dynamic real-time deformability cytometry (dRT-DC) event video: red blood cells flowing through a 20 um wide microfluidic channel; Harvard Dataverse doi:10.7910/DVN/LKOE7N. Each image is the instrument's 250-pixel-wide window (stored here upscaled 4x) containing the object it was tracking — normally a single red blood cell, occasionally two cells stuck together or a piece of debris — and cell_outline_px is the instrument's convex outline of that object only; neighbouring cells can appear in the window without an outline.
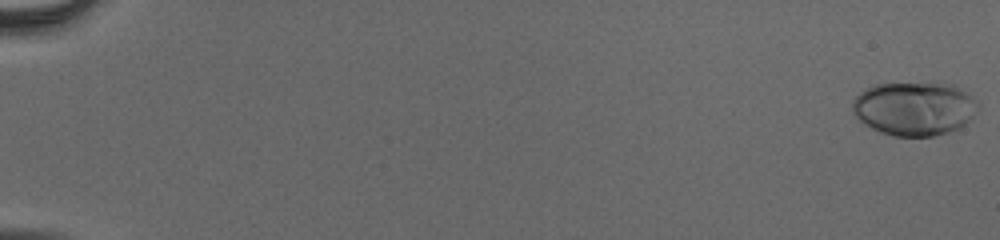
{"species": "human", "species_latin": "Homo sapiens", "temperature_condition": "cold", "stored_images_in_passage": 56, "camera_frame_rate_fps": 3000, "um_per_image_px": 0.085, "donor": {"sex": "male"}, "frame": {"image": 1, "passage_image": 1, "time_ms": 0.0, "image_size_px": [1000, 240], "cell_outline_px": [[980, 108], [960, 128], [936, 136], [892, 136], [880, 132], [864, 124], [852, 112], [852, 100], [860, 92], [872, 84], [952, 84], [972, 96], [980, 104]], "centroid_in_image_um": [77.71, 9.24], "position_along_channel_um": 7.3, "area_um2": 39.3}}
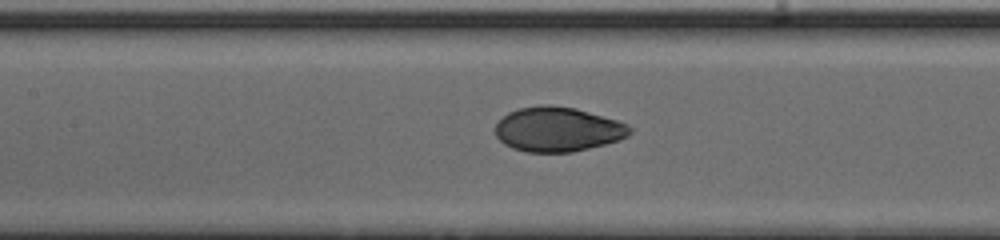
{"frame": {"image": 2, "passage_image": 29, "time_ms": 9.333, "image_size_px": [1000, 240], "cell_outline_px": [[632, 132], [628, 136], [620, 140], [572, 152], [528, 152], [512, 148], [504, 144], [496, 136], [496, 124], [508, 112], [520, 108], [540, 104], [552, 104], [576, 108], [616, 120], [628, 124], [632, 128]], "centroid_in_image_um": [47.42, 10.98], "position_along_channel_um": 160.0, "area_um2": 35.03}}
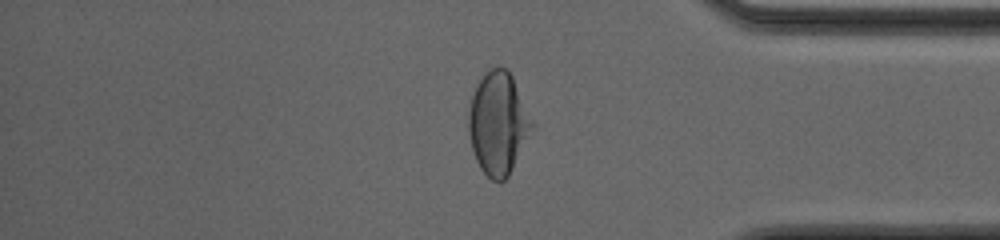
{"frame": {"image": 3, "passage_image": 48, "time_ms": 15.667, "image_size_px": [1000, 240], "cell_outline_px": [[536, 124], [508, 176], [504, 180], [492, 180], [480, 168], [476, 160], [472, 148], [468, 132], [468, 112], [472, 92], [480, 80], [492, 68], [508, 68]], "centroid_in_image_um": [42.36, 10.48], "position_along_channel_um": 392.8, "area_um2": 37.8}, "authors_computed_cell_mechanics": {"area_um2": 36.1828, "velocity_mm_per_s": 3.8914, "shape_relaxation_time_tau1_ms": 3.932, "shape_relaxation_time_tau2_ms": null, "deformation_change_tau1": 0.1958, "deformation_change_tau2": null}}